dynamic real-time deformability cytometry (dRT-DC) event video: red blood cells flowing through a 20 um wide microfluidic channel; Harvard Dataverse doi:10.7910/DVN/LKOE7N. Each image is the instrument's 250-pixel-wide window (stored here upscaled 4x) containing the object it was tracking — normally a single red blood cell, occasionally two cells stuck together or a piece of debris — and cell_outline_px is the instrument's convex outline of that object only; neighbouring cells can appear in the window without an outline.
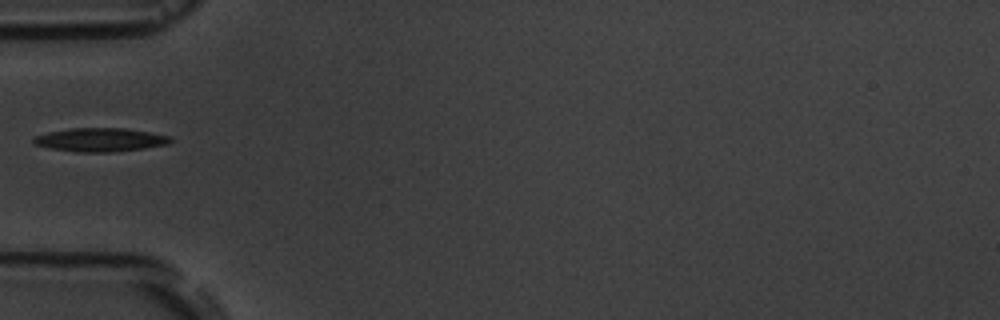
{"species": "common noctule bat (a hibernating species)", "species_latin": "Nyctalus noctula", "temperature_condition": "room temperature", "stored_images_in_passage": 6, "camera_frame_rate_fps": 3000, "um_per_image_px": 0.085, "animal": {"sex": "male", "body_mass_g": 19.5, "forearm_length_mm": 54.6}, "frame": {"image": 1, "passage_image": 5, "time_ms": 4.667, "image_size_px": [1000, 320], "cell_outline_px": [[172, 140], [168, 144], [144, 148], [112, 152], [76, 152], [52, 148], [36, 144], [32, 140], [36, 136], [48, 132], [68, 128], [128, 128], [172, 136]], "centroid_in_image_um": [8.57, 11.87], "position_along_channel_um": 76.4, "area_um2": 18.79}}
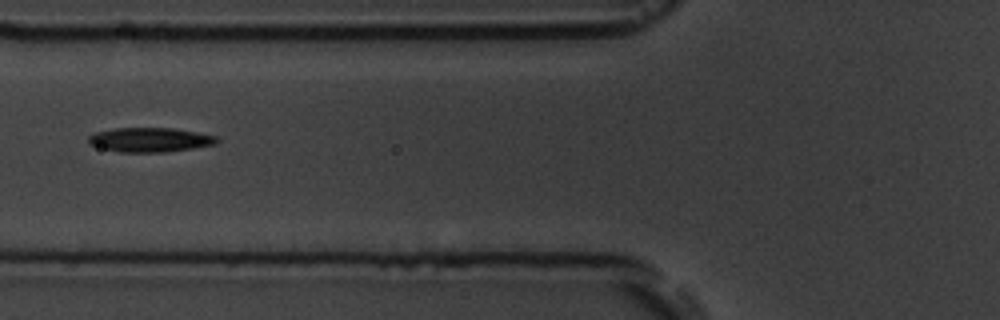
{"frame": {"image": 2, "passage_image": 6, "time_ms": 5.667, "image_size_px": [1000, 320], "cell_outline_px": [[220, 140], [216, 144], [192, 148], [164, 152], [120, 152], [100, 148], [88, 144], [88, 136], [96, 132], [116, 128], [172, 128], [196, 132], [216, 136]], "centroid_in_image_um": [12.72, 11.88], "position_along_channel_um": 113.1, "area_um2": 18.21}}